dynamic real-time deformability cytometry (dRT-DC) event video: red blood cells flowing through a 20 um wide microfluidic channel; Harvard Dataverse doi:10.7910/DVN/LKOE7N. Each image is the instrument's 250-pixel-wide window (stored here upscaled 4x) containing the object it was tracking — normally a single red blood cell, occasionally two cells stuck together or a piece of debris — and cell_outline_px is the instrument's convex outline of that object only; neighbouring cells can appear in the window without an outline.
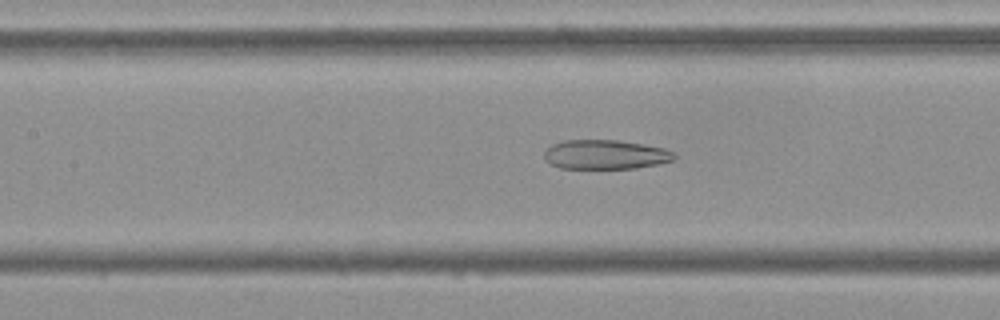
{"species": "Egyptian fruit bat (a non-hibernating species)", "species_latin": "Rousettus aegyptiacus", "temperature_condition": "cold", "stored_images_in_passage": 54, "camera_frame_rate_fps": 3000, "um_per_image_px": 0.085, "frame": {"image": 1, "passage_image": 24, "time_ms": 7.667, "image_size_px": [1000, 320], "cell_outline_px": [[676, 156], [672, 160], [660, 164], [636, 168], [560, 168], [552, 164], [544, 156], [544, 152], [552, 144], [564, 140], [620, 140], [664, 148], [672, 152]], "centroid_in_image_um": [51.47, 13.13], "position_along_channel_um": 155.9, "area_um2": 22.08}}
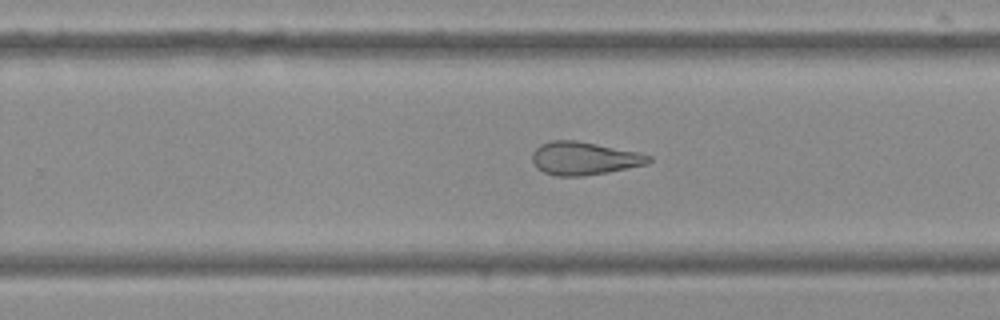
{"frame": {"image": 2, "passage_image": 34, "time_ms": 11.0, "image_size_px": [1000, 320], "cell_outline_px": [[652, 160], [648, 164], [608, 172], [580, 176], [556, 176], [544, 172], [536, 168], [532, 160], [532, 152], [540, 144], [552, 140], [576, 140], [640, 152], [652, 156]], "centroid_in_image_um": [49.66, 13.45], "position_along_channel_um": 280.1, "area_um2": 22.6}}
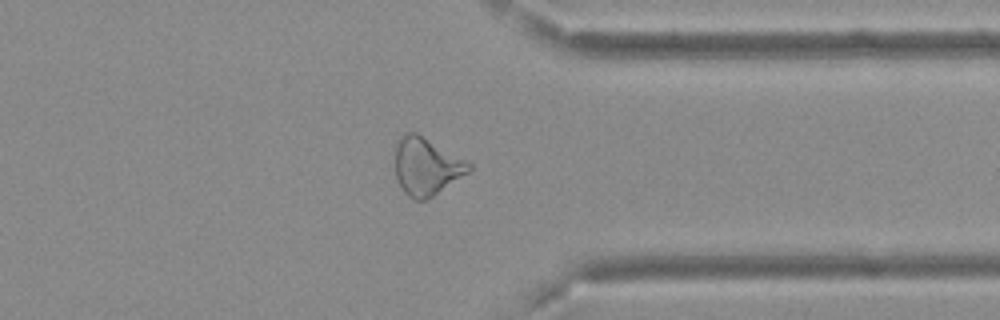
{"frame": {"image": 3, "passage_image": 42, "time_ms": 13.667, "image_size_px": [1000, 320], "cell_outline_px": [[472, 168], [468, 172], [432, 196], [424, 200], [416, 200], [408, 196], [404, 192], [396, 176], [392, 152], [400, 136], [404, 132], [416, 132], [468, 160], [472, 164]], "centroid_in_image_um": [36.2, 14.1], "position_along_channel_um": 375.2, "area_um2": 25.03}, "authors_computed_cell_mechanics": {"area_um2": 26.6747, "velocity_mm_per_s": 3.7313, "shape_relaxation_time_tau1_ms": null, "shape_relaxation_time_tau2_ms": 3.1529, "deformation_change_tau1": null, "deformation_change_tau2": 0.1347}}